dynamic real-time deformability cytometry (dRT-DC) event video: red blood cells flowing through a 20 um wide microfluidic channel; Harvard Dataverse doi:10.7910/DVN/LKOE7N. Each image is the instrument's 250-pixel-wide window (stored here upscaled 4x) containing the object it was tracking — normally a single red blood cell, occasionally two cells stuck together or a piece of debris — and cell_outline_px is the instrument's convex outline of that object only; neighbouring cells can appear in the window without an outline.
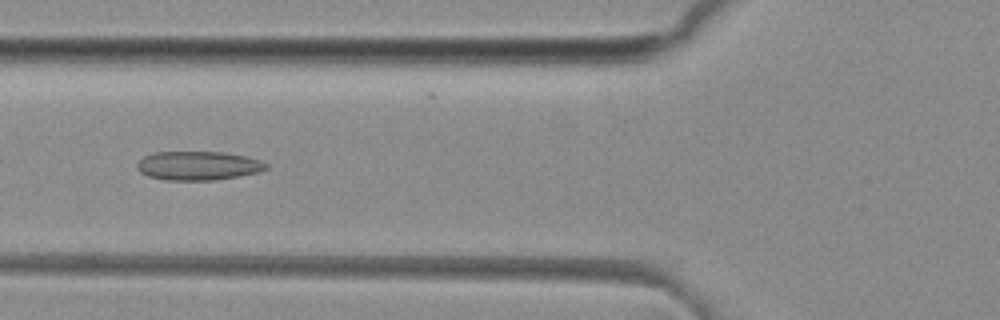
{"species": "common noctule bat (a hibernating species)", "species_latin": "Nyctalus noctula", "temperature_condition": "room temperature", "stored_images_in_passage": 44, "camera_frame_rate_fps": 3000, "um_per_image_px": 0.085, "animal": {"sex": "female", "body_mass_g": 29.2, "forearm_length_mm": 56.3}, "frame": {"image": 1, "passage_image": 17, "time_ms": 5.333, "image_size_px": [1000, 320], "cell_outline_px": [[268, 168], [260, 172], [240, 176], [216, 180], [164, 180], [148, 176], [140, 172], [136, 168], [136, 164], [144, 156], [156, 152], [224, 152], [244, 156], [260, 160], [268, 164]], "centroid_in_image_um": [16.85, 14.09], "position_along_channel_um": 108.9, "area_um2": 21.85}}
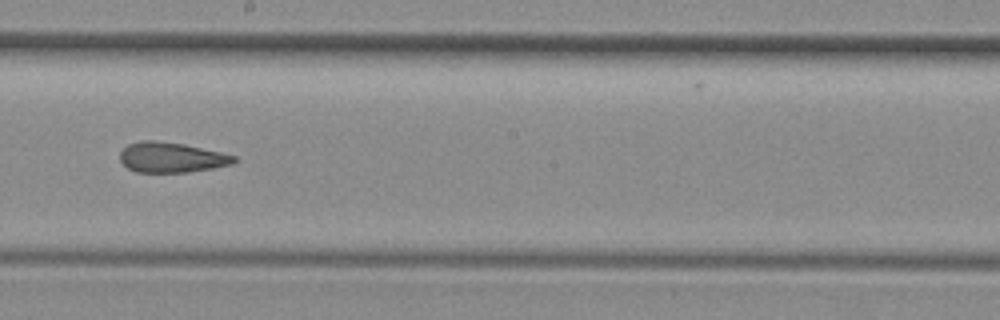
{"frame": {"image": 2, "passage_image": 26, "time_ms": 8.333, "image_size_px": [1000, 320], "cell_outline_px": [[236, 160], [232, 164], [212, 168], [188, 172], [136, 172], [128, 168], [120, 160], [120, 152], [128, 144], [140, 140], [156, 140], [184, 144], [220, 152], [236, 156]], "centroid_in_image_um": [14.55, 13.37], "position_along_channel_um": 233.7, "area_um2": 20.0}}
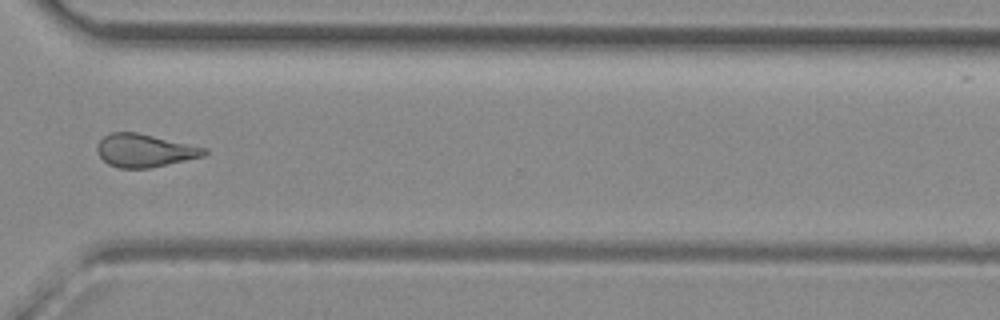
{"frame": {"image": 3, "passage_image": 35, "time_ms": 11.333, "image_size_px": [1000, 320], "cell_outline_px": [[208, 152], [204, 156], [148, 168], [120, 168], [108, 164], [100, 156], [96, 148], [100, 140], [104, 136], [112, 132], [136, 132], [208, 148]], "centroid_in_image_um": [12.3, 12.79], "position_along_channel_um": 358.3, "area_um2": 20.4}}